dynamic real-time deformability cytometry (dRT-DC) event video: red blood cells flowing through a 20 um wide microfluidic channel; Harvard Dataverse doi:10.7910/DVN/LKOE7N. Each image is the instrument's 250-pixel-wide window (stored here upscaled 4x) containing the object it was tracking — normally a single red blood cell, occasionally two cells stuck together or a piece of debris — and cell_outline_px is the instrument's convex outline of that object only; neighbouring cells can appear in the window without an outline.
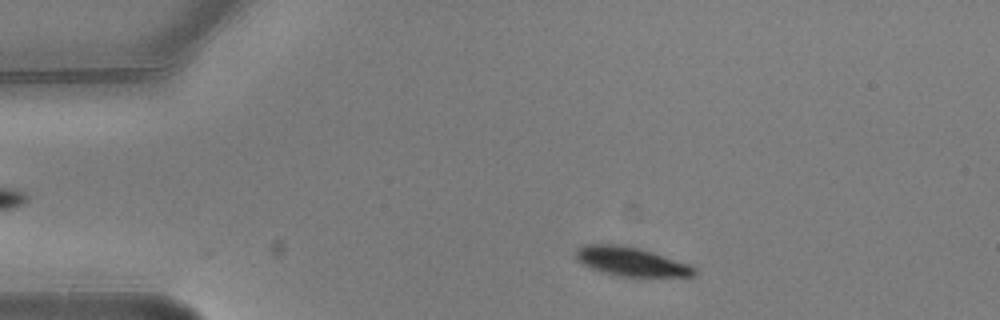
{"species": "common noctule bat (a hibernating species)", "species_latin": "Nyctalus noctula", "temperature_condition": "warm", "stored_images_in_passage": 11, "camera_frame_rate_fps": 3000, "um_per_image_px": 0.085, "animal": {"sex": "male", "body_mass_g": 20.5, "forearm_length_mm": 52.5}, "frame": {"image": 1, "passage_image": 1, "time_ms": 0.0, "image_size_px": [1000, 320], "cell_outline_px": [[696, 276], [616, 276], [592, 268], [576, 260], [576, 248], [584, 244], [620, 244], [640, 248], [688, 264], [696, 268]], "centroid_in_image_um": [53.61, 22.22], "position_along_channel_um": 31.4, "area_um2": 19.83}}
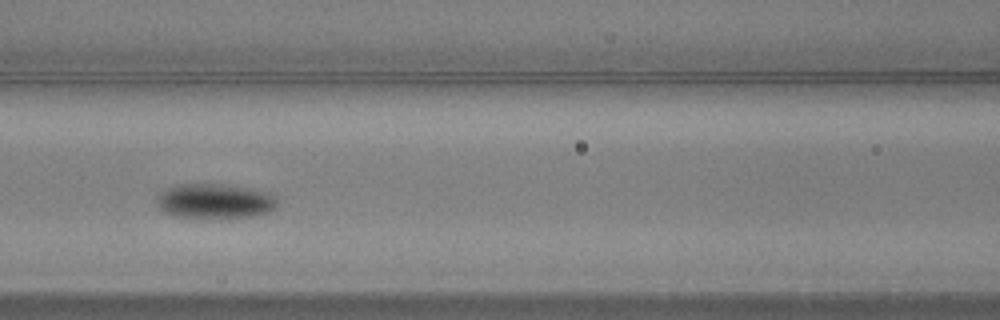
{"frame": {"image": 2, "passage_image": 4, "time_ms": 1.0, "image_size_px": [1000, 320], "cell_outline_px": [[276, 208], [268, 212], [252, 216], [220, 220], [172, 216], [164, 212], [160, 208], [156, 196], [164, 188], [172, 184], [232, 184], [272, 192], [276, 196]], "centroid_in_image_um": [18.27, 17.1], "position_along_channel_um": 148.3, "area_um2": 25.61}}
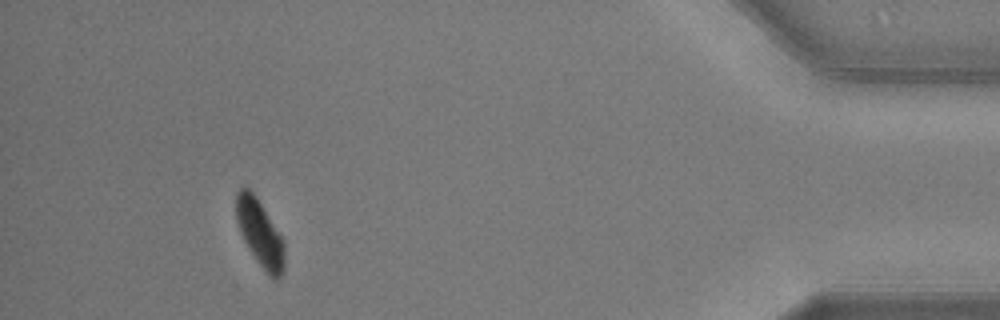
{"frame": {"image": 3, "passage_image": 11, "time_ms": 3.333, "image_size_px": [1000, 320], "cell_outline_px": [[284, 268], [280, 280], [276, 280], [264, 272], [248, 248], [240, 232], [236, 220], [236, 192], [240, 188], [248, 188], [256, 196], [284, 240]], "centroid_in_image_um": [22.1, 19.86], "position_along_channel_um": 413.1, "area_um2": 18.84}}